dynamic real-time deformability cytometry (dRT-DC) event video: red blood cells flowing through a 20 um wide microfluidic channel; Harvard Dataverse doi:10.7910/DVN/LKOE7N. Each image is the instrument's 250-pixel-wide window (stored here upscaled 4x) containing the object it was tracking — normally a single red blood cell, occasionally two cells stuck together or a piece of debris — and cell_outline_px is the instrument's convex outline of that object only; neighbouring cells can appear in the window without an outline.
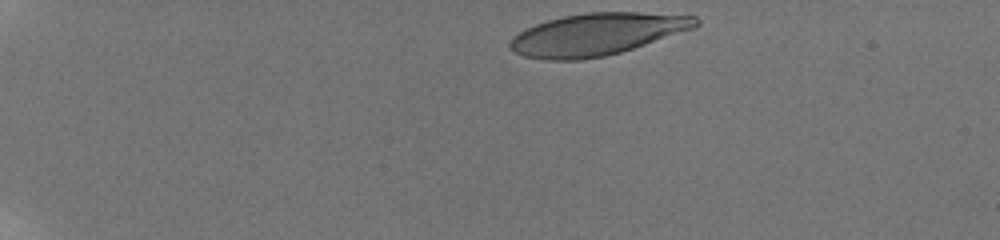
{"species": "human", "species_latin": "Homo sapiens", "temperature_condition": "room temperature", "stored_images_in_passage": 41, "camera_frame_rate_fps": 3000, "um_per_image_px": 0.085, "donor": {"sex": "male"}, "frame": {"image": 1, "passage_image": 1, "time_ms": 0.0, "image_size_px": [1000, 240], "cell_outline_px": [[700, 24], [696, 28], [620, 52], [604, 56], [580, 60], [544, 60], [524, 56], [516, 52], [508, 44], [512, 36], [524, 28], [548, 20], [564, 16], [588, 12], [640, 12], [696, 16], [700, 20]], "centroid_in_image_um": [50.75, 2.91], "position_along_channel_um": 34.3, "area_um2": 45.6}}
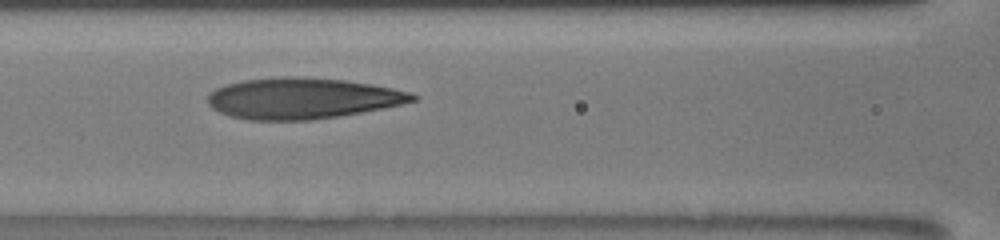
{"frame": {"image": 2, "passage_image": 18, "time_ms": 5.667, "image_size_px": [1000, 240], "cell_outline_px": [[420, 96], [416, 100], [400, 104], [340, 116], [312, 120], [248, 120], [232, 116], [220, 112], [212, 108], [208, 104], [208, 96], [216, 88], [228, 84], [244, 80], [280, 76], [300, 76], [344, 80], [392, 88], [412, 92]], "centroid_in_image_um": [25.69, 8.35], "position_along_channel_um": 140.9, "area_um2": 48.73}}
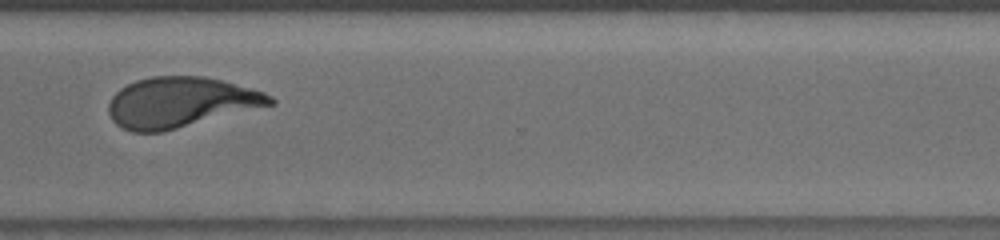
{"frame": {"image": 3, "passage_image": 35, "time_ms": 11.333, "image_size_px": [1000, 240], "cell_outline_px": [[276, 104], [160, 132], [132, 132], [116, 124], [112, 120], [108, 112], [108, 104], [112, 96], [120, 88], [136, 80], [152, 76], [204, 76], [220, 80], [264, 92], [272, 96], [276, 100]], "centroid_in_image_um": [15.33, 8.69], "position_along_channel_um": 355.3, "area_um2": 47.16}, "authors_computed_cell_mechanics": {"area_um2": 47.685, "velocity_mm_per_s": 3.7843, "shape_relaxation_time_tau1_ms": 8.6662, "shape_relaxation_time_tau2_ms": 1.4925, "deformation_change_tau1": 0.2951, "deformation_change_tau2": 0.095}}